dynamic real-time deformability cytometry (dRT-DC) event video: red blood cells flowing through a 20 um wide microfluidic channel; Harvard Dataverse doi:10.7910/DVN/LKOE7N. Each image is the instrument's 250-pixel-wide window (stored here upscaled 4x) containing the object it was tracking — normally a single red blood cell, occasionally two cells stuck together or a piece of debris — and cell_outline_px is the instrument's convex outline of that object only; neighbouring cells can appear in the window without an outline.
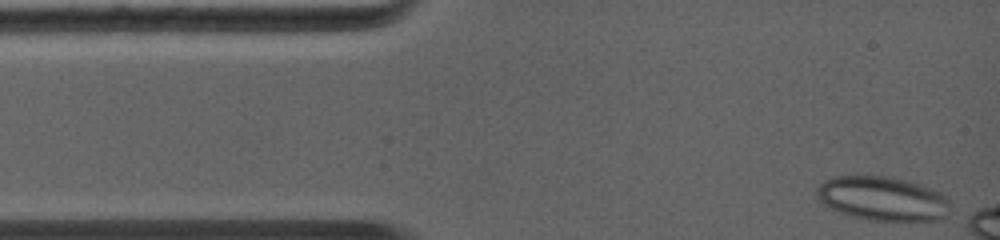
{"species": "common noctule bat (a hibernating species)", "species_latin": "Nyctalus noctula", "temperature_condition": "warm", "stored_images_in_passage": 44, "camera_frame_rate_fps": 5000, "um_per_image_px": 0.085, "animal": {"sex": "female", "body_mass_g": 19.0, "forearm_length_mm": 56.7}, "frame": {"image": 1, "passage_image": 1, "time_ms": 0.0, "image_size_px": [1000, 240], "cell_outline_px": [[948, 204], [944, 216], [936, 220], [872, 220], [852, 216], [832, 208], [824, 204], [816, 196], [816, 188], [824, 180], [836, 176], [880, 176], [904, 180], [940, 192], [948, 196]], "centroid_in_image_um": [74.97, 16.87], "position_along_channel_um": 10.0, "area_um2": 33.52}}
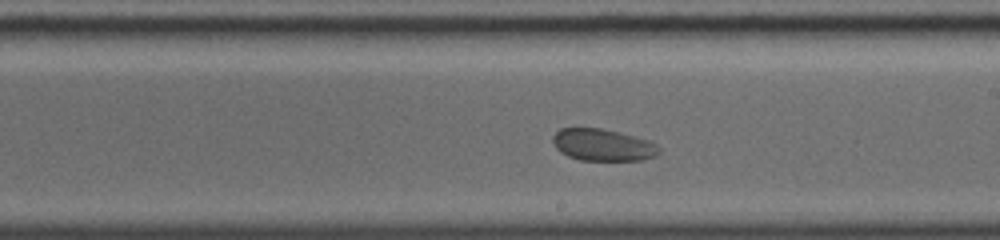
{"frame": {"image": 2, "passage_image": 25, "time_ms": 6.6, "image_size_px": [1000, 240], "cell_outline_px": [[660, 152], [644, 160], [580, 160], [568, 156], [560, 152], [556, 148], [552, 140], [552, 136], [560, 128], [600, 128], [648, 140], [656, 144], [660, 148]], "centroid_in_image_um": [51.2, 12.32], "position_along_channel_um": 237.8, "area_um2": 19.59}}
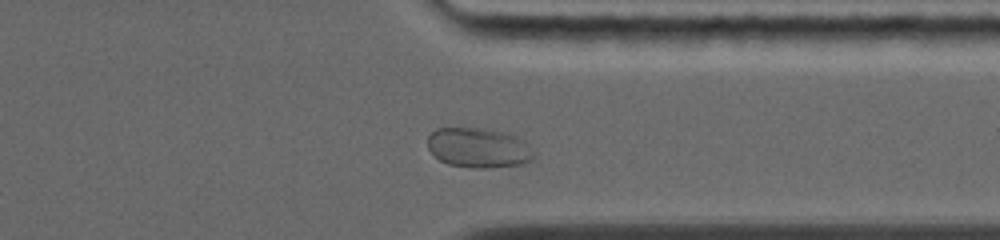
{"frame": {"image": 3, "passage_image": 39, "time_ms": 9.6, "image_size_px": [1000, 240], "cell_outline_px": [[532, 160], [520, 164], [484, 168], [472, 168], [448, 164], [440, 160], [428, 148], [428, 136], [436, 128], [480, 128], [504, 132], [516, 136], [524, 140], [532, 156]], "centroid_in_image_um": [40.62, 12.55], "position_along_channel_um": 370.8, "area_um2": 24.28}}